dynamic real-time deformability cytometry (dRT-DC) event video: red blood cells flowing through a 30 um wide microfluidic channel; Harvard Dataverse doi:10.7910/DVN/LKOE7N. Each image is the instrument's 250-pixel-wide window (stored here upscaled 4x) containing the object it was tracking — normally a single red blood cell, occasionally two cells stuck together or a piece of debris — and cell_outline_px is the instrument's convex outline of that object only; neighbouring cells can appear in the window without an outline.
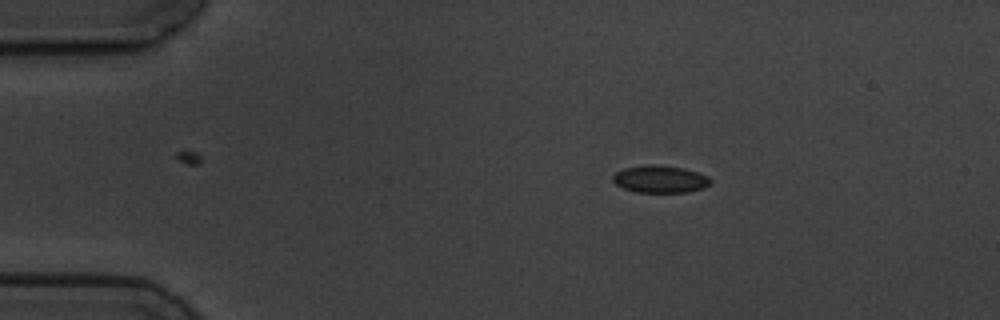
{"species": "common noctule bat (a hibernating species)", "species_latin": "Nyctalus noctula", "temperature_condition": "cold", "stored_images_in_passage": 4, "camera_frame_rate_fps": 3000, "um_per_image_px": 0.085, "animal": {"sex": "male", "body_mass_g": 19.5, "forearm_length_mm": 54.6}, "frame": {"image": 1, "passage_image": 3, "time_ms": 2.333, "image_size_px": [1000, 320], "cell_outline_px": [[712, 184], [704, 188], [688, 192], [636, 192], [624, 188], [616, 184], [612, 180], [612, 176], [616, 172], [624, 168], [648, 164], [656, 164], [684, 168], [708, 176], [712, 180]], "centroid_in_image_um": [56.13, 15.22], "position_along_channel_um": 28.9, "area_um2": 15.66}}